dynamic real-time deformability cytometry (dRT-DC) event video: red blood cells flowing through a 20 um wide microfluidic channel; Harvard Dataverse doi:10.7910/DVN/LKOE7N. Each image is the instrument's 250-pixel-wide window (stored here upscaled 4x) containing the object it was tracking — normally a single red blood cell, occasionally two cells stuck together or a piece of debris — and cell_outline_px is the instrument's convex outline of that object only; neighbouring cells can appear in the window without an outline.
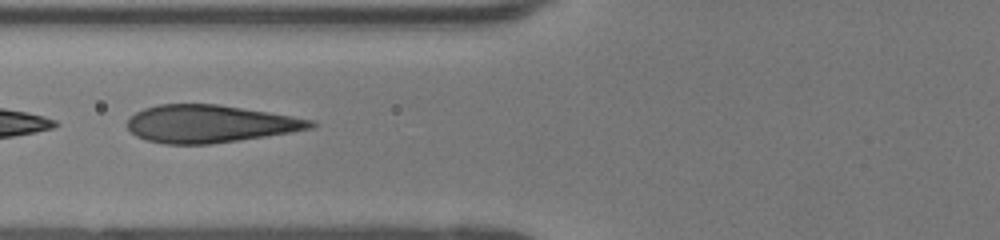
{"species": "human", "species_latin": "Homo sapiens", "temperature_condition": "room temperature", "stored_images_in_passage": 8, "camera_frame_rate_fps": 3000, "um_per_image_px": 0.085, "donor": {"sex": "female"}, "frame": {"image": 1, "passage_image": 5, "time_ms": 1.333, "image_size_px": [1000, 240], "cell_outline_px": [[320, 124], [312, 128], [292, 132], [240, 140], [212, 144], [164, 144], [144, 140], [136, 136], [128, 128], [128, 120], [136, 112], [144, 108], [160, 104], [216, 104], [268, 112], [316, 120]], "centroid_in_image_um": [17.87, 10.53], "position_along_channel_um": 107.9, "area_um2": 40.23}}